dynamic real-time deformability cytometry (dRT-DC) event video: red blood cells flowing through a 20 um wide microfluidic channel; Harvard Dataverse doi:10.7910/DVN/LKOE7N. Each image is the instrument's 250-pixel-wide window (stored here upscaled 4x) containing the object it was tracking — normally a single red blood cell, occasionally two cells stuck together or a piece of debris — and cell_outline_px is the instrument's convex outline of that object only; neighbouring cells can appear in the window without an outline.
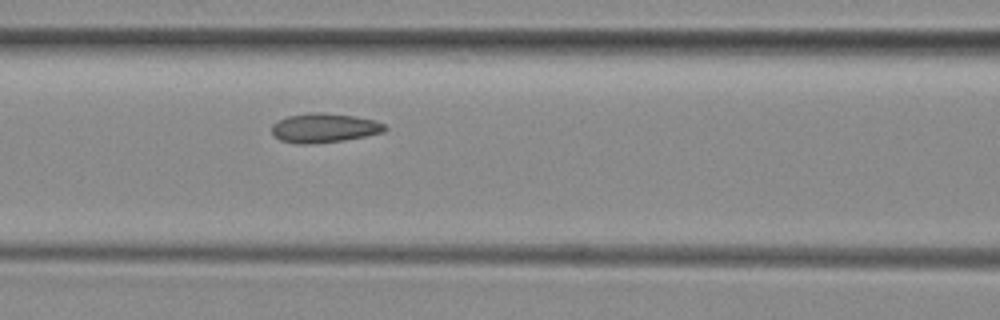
{"species": "common noctule bat (a hibernating species)", "species_latin": "Nyctalus noctula", "temperature_condition": "room temperature", "stored_images_in_passage": 5, "segment_of_instrument_passage": [1, 2], "camera_frame_rate_fps": 3000, "um_per_image_px": 0.085, "animal": {"sex": "female", "body_mass_g": 29.2, "forearm_length_mm": 56.3}, "frame": {"image": 1, "passage_image": 4, "time_ms": 4.333, "image_size_px": [1000, 320], "cell_outline_px": [[388, 128], [384, 132], [344, 140], [312, 144], [296, 144], [280, 140], [272, 132], [272, 124], [288, 116], [308, 112], [324, 112], [356, 116], [376, 120], [384, 124]], "centroid_in_image_um": [27.58, 10.87], "position_along_channel_um": 139.0, "area_um2": 19.42}}